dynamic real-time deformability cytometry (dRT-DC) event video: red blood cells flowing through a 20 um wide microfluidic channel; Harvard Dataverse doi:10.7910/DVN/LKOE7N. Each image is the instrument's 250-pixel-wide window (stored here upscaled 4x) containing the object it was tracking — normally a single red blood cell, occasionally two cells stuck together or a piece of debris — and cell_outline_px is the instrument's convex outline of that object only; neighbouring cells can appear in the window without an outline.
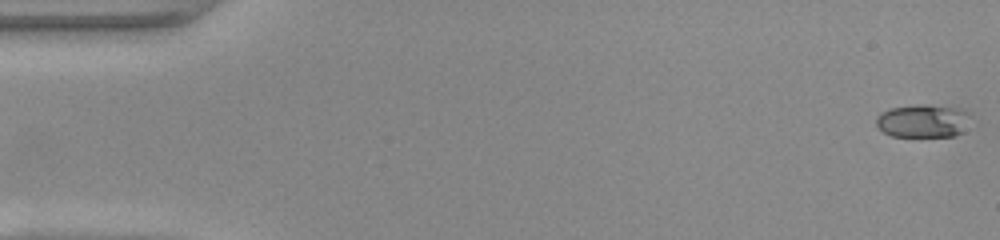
{"species": "common noctule bat (a hibernating species)", "species_latin": "Nyctalus noctula", "temperature_condition": "warm", "stored_images_in_passage": 49, "camera_frame_rate_fps": 3000, "um_per_image_px": 0.085, "animal": {"sex": "female", "body_mass_g": 22.0, "forearm_length_mm": 56.7}, "frame": {"image": 1, "passage_image": 1, "time_ms": 0.0, "image_size_px": [1000, 240], "cell_outline_px": [[964, 112], [960, 132], [956, 136], [892, 136], [884, 132], [876, 124], [876, 116], [880, 112], [888, 108], [916, 104], [928, 104], [960, 108]], "centroid_in_image_um": [78.28, 10.26], "position_along_channel_um": 6.7, "area_um2": 17.63}}
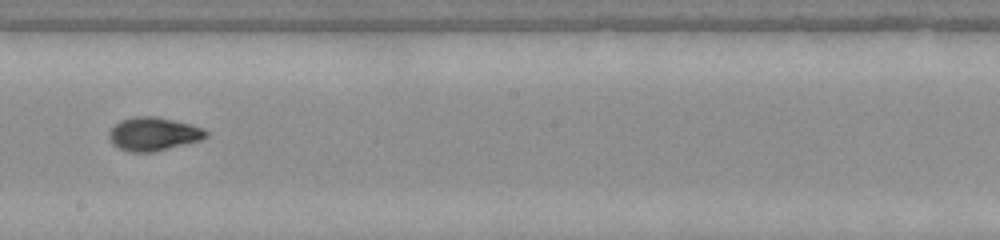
{"frame": {"image": 2, "passage_image": 28, "time_ms": 9.0, "image_size_px": [1000, 240], "cell_outline_px": [[208, 136], [200, 140], [156, 152], [128, 152], [112, 144], [108, 136], [108, 132], [120, 120], [136, 116], [156, 116], [192, 124], [204, 128], [208, 132]], "centroid_in_image_um": [13.05, 11.39], "position_along_channel_um": 235.1, "area_um2": 19.07}}
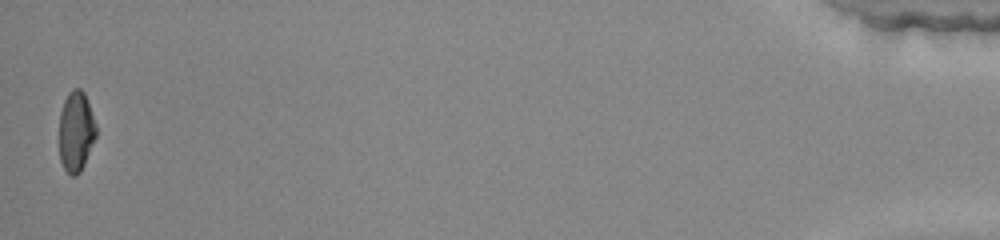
{"frame": {"image": 3, "passage_image": 49, "time_ms": 16.0, "image_size_px": [1000, 240], "cell_outline_px": [[96, 136], [84, 164], [80, 172], [76, 176], [72, 176], [64, 168], [60, 160], [60, 112], [64, 100], [68, 92], [72, 88], [80, 88], [84, 92], [96, 124]], "centroid_in_image_um": [6.46, 11.15], "position_along_channel_um": 428.7, "area_um2": 17.17}, "authors_computed_cell_mechanics": {"area_um2": 17.918, "velocity_mm_per_s": 4.1584, "shape_relaxation_time_tau1_ms": 7.2903, "shape_relaxation_time_tau2_ms": 0.9324, "deformation_change_tau1": 0.256, "deformation_change_tau2": 0.0467}}